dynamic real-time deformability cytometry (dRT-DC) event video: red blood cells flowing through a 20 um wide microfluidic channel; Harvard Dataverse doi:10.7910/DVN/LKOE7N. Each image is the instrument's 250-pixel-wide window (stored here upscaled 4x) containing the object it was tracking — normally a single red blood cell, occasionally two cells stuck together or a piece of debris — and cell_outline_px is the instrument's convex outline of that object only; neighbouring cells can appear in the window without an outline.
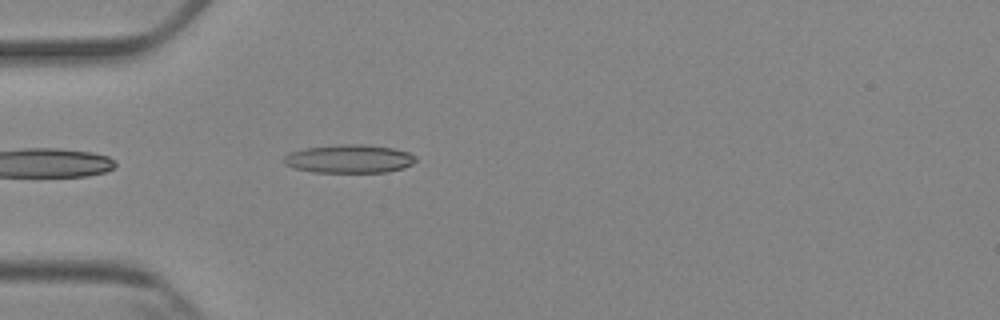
{"species": "Egyptian fruit bat (a non-hibernating species)", "species_latin": "Rousettus aegyptiacus", "temperature_condition": "cold", "stored_images_in_passage": 5, "camera_frame_rate_fps": 3000, "um_per_image_px": 0.085, "animal": {"sex": "female"}, "frame": {"image": 1, "passage_image": 5, "time_ms": 4.667, "image_size_px": [1000, 320], "cell_outline_px": [[416, 160], [412, 164], [404, 168], [388, 172], [312, 172], [296, 168], [284, 164], [284, 156], [288, 152], [304, 148], [340, 144], [364, 144], [392, 148], [408, 152], [416, 156]], "centroid_in_image_um": [29.68, 13.49], "position_along_channel_um": 55.3, "area_um2": 21.91}}